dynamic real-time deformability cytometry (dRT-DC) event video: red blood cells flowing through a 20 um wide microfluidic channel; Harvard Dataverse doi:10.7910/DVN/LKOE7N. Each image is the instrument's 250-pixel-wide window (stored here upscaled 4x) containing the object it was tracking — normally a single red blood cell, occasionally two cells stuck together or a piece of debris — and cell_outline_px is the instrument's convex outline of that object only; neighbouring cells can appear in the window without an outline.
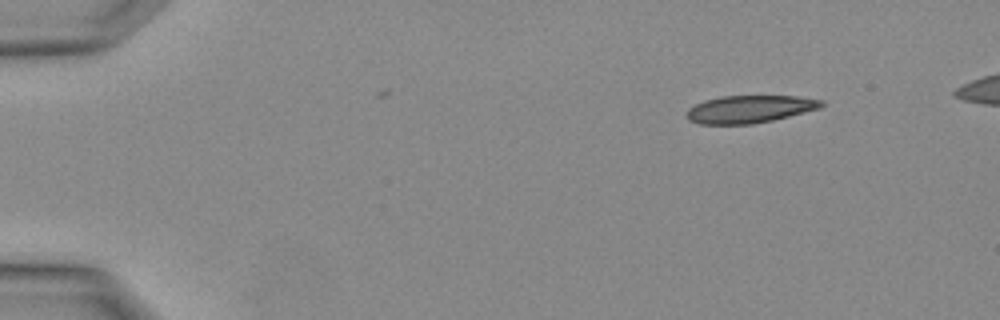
{"species": "Egyptian fruit bat (a non-hibernating species)", "species_latin": "Rousettus aegyptiacus", "temperature_condition": "warm", "stored_images_in_passage": 2, "camera_frame_rate_fps": 3000, "um_per_image_px": 0.085, "animal": {"sex": "female"}, "frame": {"image": 1, "passage_image": 1, "time_ms": 0.0, "image_size_px": [1000, 320], "cell_outline_px": [[824, 104], [820, 108], [772, 120], [752, 124], [700, 124], [688, 120], [684, 116], [688, 108], [704, 100], [720, 96], [796, 96], [824, 100]], "centroid_in_image_um": [63.67, 9.27], "position_along_channel_um": 21.3, "area_um2": 21.68}}